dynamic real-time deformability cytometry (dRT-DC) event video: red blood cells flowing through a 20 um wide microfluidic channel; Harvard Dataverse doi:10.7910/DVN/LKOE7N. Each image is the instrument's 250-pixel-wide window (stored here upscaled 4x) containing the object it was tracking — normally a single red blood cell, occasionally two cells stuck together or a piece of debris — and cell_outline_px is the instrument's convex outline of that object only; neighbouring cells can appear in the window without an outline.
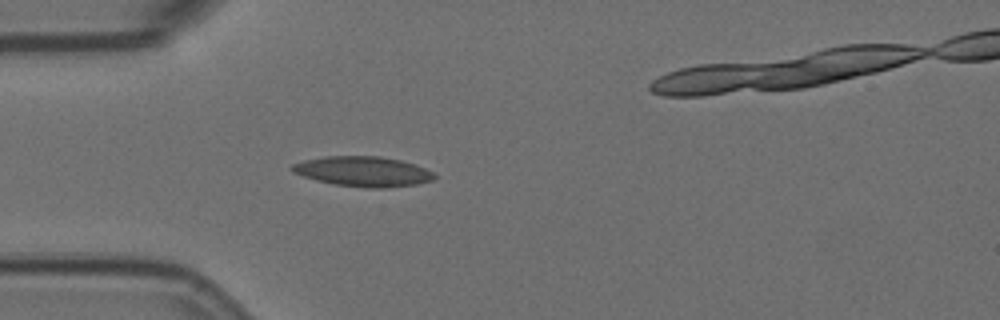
{"species": "Egyptian fruit bat (a non-hibernating species)", "species_latin": "Rousettus aegyptiacus", "temperature_condition": "room temperature", "stored_images_in_passage": 4, "camera_frame_rate_fps": 3000, "um_per_image_px": 0.085, "animal": {"sex": "female"}, "frame": {"image": 1, "passage_image": 4, "time_ms": 1.0, "image_size_px": [1000, 320], "cell_outline_px": [[436, 176], [432, 180], [416, 184], [388, 188], [364, 188], [332, 184], [316, 180], [292, 172], [288, 168], [292, 164], [304, 160], [324, 156], [380, 156], [400, 160], [416, 164], [432, 172]], "centroid_in_image_um": [30.83, 14.58], "position_along_channel_um": 54.2, "area_um2": 25.09}}